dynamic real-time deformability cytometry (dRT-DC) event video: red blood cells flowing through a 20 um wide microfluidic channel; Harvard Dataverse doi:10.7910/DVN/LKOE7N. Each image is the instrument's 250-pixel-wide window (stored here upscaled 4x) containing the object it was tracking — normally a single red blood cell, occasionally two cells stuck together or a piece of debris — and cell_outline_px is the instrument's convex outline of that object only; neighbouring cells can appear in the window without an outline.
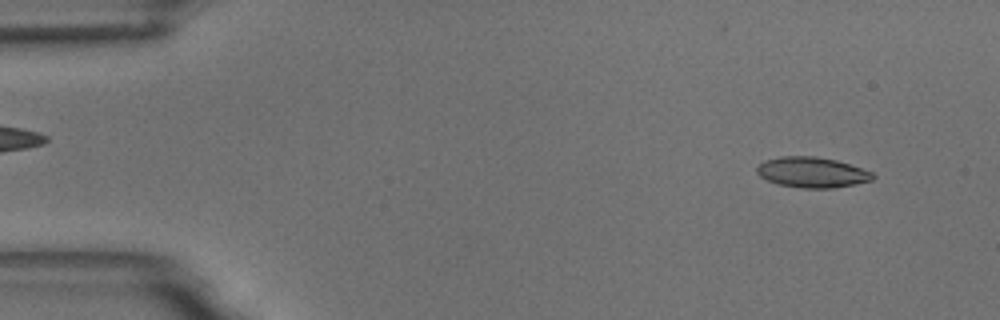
{"species": "common noctule bat (a hibernating species)", "species_latin": "Nyctalus noctula", "temperature_condition": "room temperature", "stored_images_in_passage": 14, "camera_frame_rate_fps": 3000, "um_per_image_px": 0.085, "animal": {"sex": "male", "body_mass_g": 18.8}, "frame": {"image": 1, "passage_image": 4, "time_ms": 1.0, "image_size_px": [1000, 320], "cell_outline_px": [[876, 176], [872, 180], [856, 184], [832, 188], [800, 188], [776, 184], [760, 176], [756, 172], [756, 168], [764, 160], [780, 156], [816, 156], [836, 160], [872, 172]], "centroid_in_image_um": [69.0, 14.65], "position_along_channel_um": 16.0, "area_um2": 20.63}}